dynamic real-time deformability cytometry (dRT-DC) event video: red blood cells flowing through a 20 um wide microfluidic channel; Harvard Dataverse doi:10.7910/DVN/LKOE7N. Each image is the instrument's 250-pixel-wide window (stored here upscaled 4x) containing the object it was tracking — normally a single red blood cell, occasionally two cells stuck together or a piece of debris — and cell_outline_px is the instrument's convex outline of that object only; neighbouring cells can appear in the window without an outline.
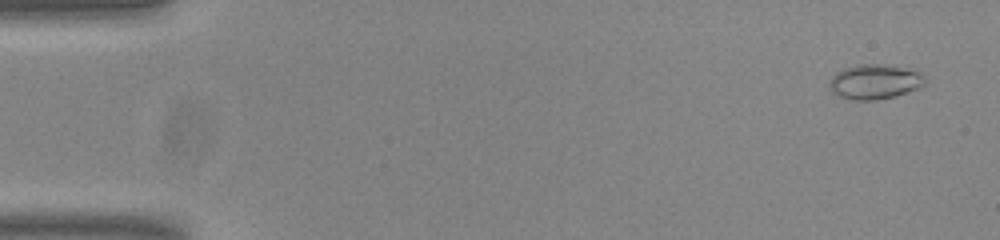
{"species": "common noctule bat (a hibernating species)", "species_latin": "Nyctalus noctula", "temperature_condition": "room temperature", "stored_images_in_passage": 54, "camera_frame_rate_fps": 3000, "um_per_image_px": 0.085, "animal": {"sex": "male", "body_mass_g": 20.0, "forearm_length_mm": 53.3}, "frame": {"image": 1, "passage_image": 3, "time_ms": 0.667, "image_size_px": [1000, 240], "cell_outline_px": [[924, 84], [920, 88], [892, 96], [876, 100], [852, 100], [840, 96], [832, 92], [828, 84], [832, 76], [836, 72], [844, 68], [856, 64], [884, 64], [920, 72], [924, 76]], "centroid_in_image_um": [74.31, 6.94], "position_along_channel_um": 10.7, "area_um2": 19.25}}
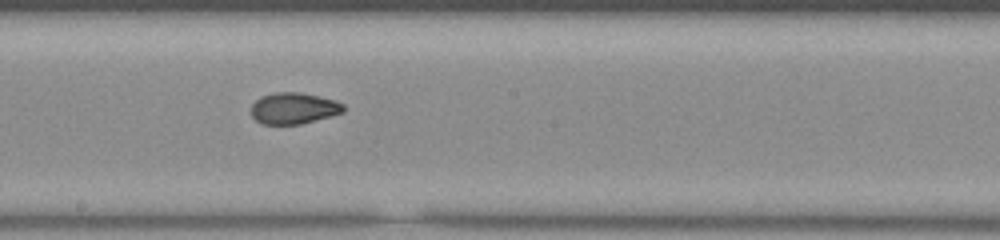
{"frame": {"image": 2, "passage_image": 30, "time_ms": 9.667, "image_size_px": [1000, 240], "cell_outline_px": [[344, 112], [300, 124], [260, 124], [252, 116], [252, 104], [260, 96], [276, 92], [300, 92], [336, 100], [344, 104]], "centroid_in_image_um": [24.96, 9.2], "position_along_channel_um": 223.2, "area_um2": 16.82}}
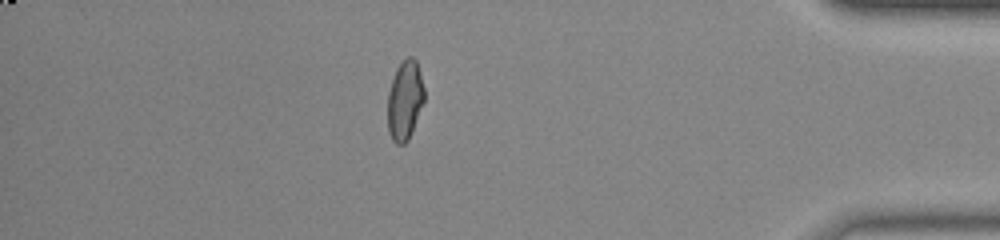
{"frame": {"image": 3, "passage_image": 47, "time_ms": 15.333, "image_size_px": [1000, 240], "cell_outline_px": [[424, 100], [412, 132], [408, 140], [404, 144], [396, 144], [392, 140], [388, 132], [388, 92], [396, 68], [408, 56], [412, 56], [416, 60], [420, 72], [424, 88]], "centroid_in_image_um": [34.41, 8.53], "position_along_channel_um": 400.8, "area_um2": 16.94}, "authors_computed_cell_mechanics": {"area_um2": 17.2244, "velocity_mm_per_s": 3.8391, "shape_relaxation_time_tau1_ms": null, "shape_relaxation_time_tau2_ms": 1.3271, "deformation_change_tau1": null, "deformation_change_tau2": 0.0548}}